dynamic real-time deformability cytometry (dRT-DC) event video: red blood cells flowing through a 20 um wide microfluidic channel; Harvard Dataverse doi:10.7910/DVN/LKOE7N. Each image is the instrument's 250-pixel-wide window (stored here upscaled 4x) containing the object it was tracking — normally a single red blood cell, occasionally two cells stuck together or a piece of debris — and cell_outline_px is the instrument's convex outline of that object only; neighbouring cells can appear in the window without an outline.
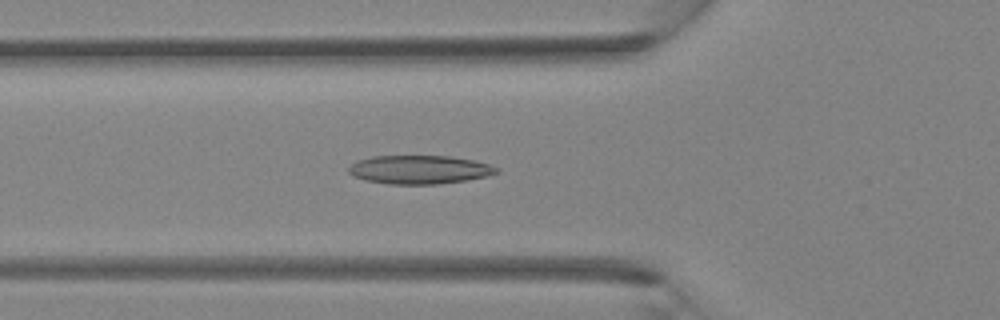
{"species": "Egyptian fruit bat (a non-hibernating species)", "species_latin": "Rousettus aegyptiacus", "temperature_condition": "room temperature", "stored_images_in_passage": 35, "camera_frame_rate_fps": 3000, "um_per_image_px": 0.085, "animal": {"sex": "female"}, "frame": {"image": 1, "passage_image": 10, "time_ms": 3.0, "image_size_px": [1000, 320], "cell_outline_px": [[500, 172], [484, 176], [464, 180], [436, 184], [388, 184], [364, 180], [352, 176], [348, 172], [348, 168], [356, 160], [372, 156], [452, 156], [476, 160], [500, 168]], "centroid_in_image_um": [35.63, 14.41], "position_along_channel_um": 90.2, "area_um2": 24.74}}
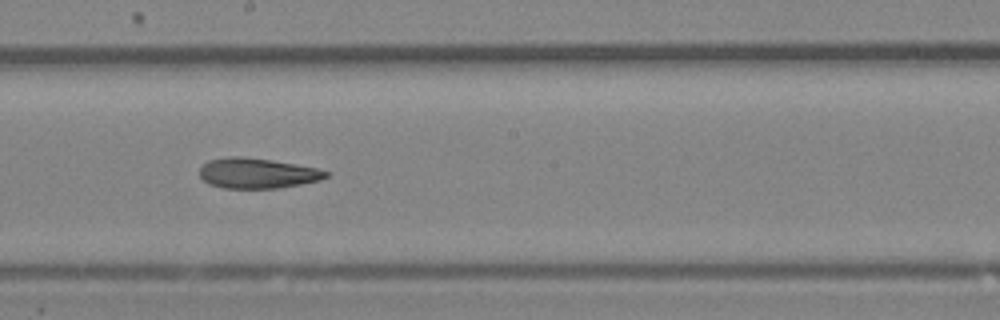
{"frame": {"image": 2, "passage_image": 18, "time_ms": 5.667, "image_size_px": [1000, 320], "cell_outline_px": [[332, 172], [328, 176], [320, 180], [280, 188], [224, 188], [208, 184], [200, 176], [200, 168], [208, 160], [228, 156], [240, 156], [272, 160], [296, 164], [316, 168]], "centroid_in_image_um": [21.88, 14.72], "position_along_channel_um": 226.3, "area_um2": 22.37}}
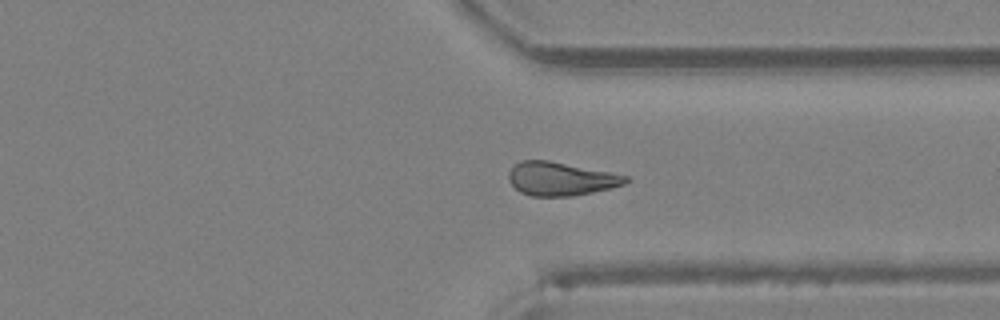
{"frame": {"image": 3, "passage_image": 26, "time_ms": 8.333, "image_size_px": [1000, 320], "cell_outline_px": [[632, 180], [624, 184], [612, 188], [572, 196], [532, 196], [520, 192], [508, 180], [508, 172], [520, 160], [548, 160], [612, 172], [632, 176]], "centroid_in_image_um": [47.72, 15.19], "position_along_channel_um": 363.7, "area_um2": 23.06}}